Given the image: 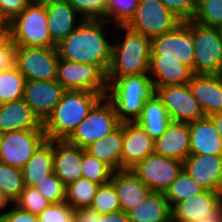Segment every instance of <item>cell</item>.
<instances>
[{
  "mask_svg": "<svg viewBox=\"0 0 222 222\" xmlns=\"http://www.w3.org/2000/svg\"><path fill=\"white\" fill-rule=\"evenodd\" d=\"M189 85L206 117L222 113V74H194Z\"/></svg>",
  "mask_w": 222,
  "mask_h": 222,
  "instance_id": "obj_19",
  "label": "cell"
},
{
  "mask_svg": "<svg viewBox=\"0 0 222 222\" xmlns=\"http://www.w3.org/2000/svg\"><path fill=\"white\" fill-rule=\"evenodd\" d=\"M205 189L194 181L184 170L178 175L176 180L166 189L164 196L171 209L183 200L200 194Z\"/></svg>",
  "mask_w": 222,
  "mask_h": 222,
  "instance_id": "obj_32",
  "label": "cell"
},
{
  "mask_svg": "<svg viewBox=\"0 0 222 222\" xmlns=\"http://www.w3.org/2000/svg\"><path fill=\"white\" fill-rule=\"evenodd\" d=\"M110 182L117 192L120 210L125 213L138 206L151 192L150 188L131 169L113 172Z\"/></svg>",
  "mask_w": 222,
  "mask_h": 222,
  "instance_id": "obj_21",
  "label": "cell"
},
{
  "mask_svg": "<svg viewBox=\"0 0 222 222\" xmlns=\"http://www.w3.org/2000/svg\"><path fill=\"white\" fill-rule=\"evenodd\" d=\"M12 200L0 189V210L8 209Z\"/></svg>",
  "mask_w": 222,
  "mask_h": 222,
  "instance_id": "obj_49",
  "label": "cell"
},
{
  "mask_svg": "<svg viewBox=\"0 0 222 222\" xmlns=\"http://www.w3.org/2000/svg\"><path fill=\"white\" fill-rule=\"evenodd\" d=\"M8 32H9V22L6 20V18L2 15L0 11V35Z\"/></svg>",
  "mask_w": 222,
  "mask_h": 222,
  "instance_id": "obj_50",
  "label": "cell"
},
{
  "mask_svg": "<svg viewBox=\"0 0 222 222\" xmlns=\"http://www.w3.org/2000/svg\"><path fill=\"white\" fill-rule=\"evenodd\" d=\"M102 97V94L89 91L66 90L43 123L46 139L66 140Z\"/></svg>",
  "mask_w": 222,
  "mask_h": 222,
  "instance_id": "obj_3",
  "label": "cell"
},
{
  "mask_svg": "<svg viewBox=\"0 0 222 222\" xmlns=\"http://www.w3.org/2000/svg\"><path fill=\"white\" fill-rule=\"evenodd\" d=\"M107 23L110 24L104 20H83L73 32L57 44L59 58L97 65L107 73L112 49V43H109L104 34Z\"/></svg>",
  "mask_w": 222,
  "mask_h": 222,
  "instance_id": "obj_2",
  "label": "cell"
},
{
  "mask_svg": "<svg viewBox=\"0 0 222 222\" xmlns=\"http://www.w3.org/2000/svg\"><path fill=\"white\" fill-rule=\"evenodd\" d=\"M181 23L161 0H139L135 15L127 25L152 39L173 31Z\"/></svg>",
  "mask_w": 222,
  "mask_h": 222,
  "instance_id": "obj_11",
  "label": "cell"
},
{
  "mask_svg": "<svg viewBox=\"0 0 222 222\" xmlns=\"http://www.w3.org/2000/svg\"><path fill=\"white\" fill-rule=\"evenodd\" d=\"M220 205L222 207V189L219 191Z\"/></svg>",
  "mask_w": 222,
  "mask_h": 222,
  "instance_id": "obj_53",
  "label": "cell"
},
{
  "mask_svg": "<svg viewBox=\"0 0 222 222\" xmlns=\"http://www.w3.org/2000/svg\"><path fill=\"white\" fill-rule=\"evenodd\" d=\"M32 0H0V11L8 22L27 8Z\"/></svg>",
  "mask_w": 222,
  "mask_h": 222,
  "instance_id": "obj_44",
  "label": "cell"
},
{
  "mask_svg": "<svg viewBox=\"0 0 222 222\" xmlns=\"http://www.w3.org/2000/svg\"><path fill=\"white\" fill-rule=\"evenodd\" d=\"M218 29H219V32H220V35H221V38H222V25Z\"/></svg>",
  "mask_w": 222,
  "mask_h": 222,
  "instance_id": "obj_54",
  "label": "cell"
},
{
  "mask_svg": "<svg viewBox=\"0 0 222 222\" xmlns=\"http://www.w3.org/2000/svg\"><path fill=\"white\" fill-rule=\"evenodd\" d=\"M99 222H132L128 214L123 211H117L109 214H100Z\"/></svg>",
  "mask_w": 222,
  "mask_h": 222,
  "instance_id": "obj_47",
  "label": "cell"
},
{
  "mask_svg": "<svg viewBox=\"0 0 222 222\" xmlns=\"http://www.w3.org/2000/svg\"><path fill=\"white\" fill-rule=\"evenodd\" d=\"M12 209L9 211H5V213L0 214L1 222H39L38 216L21 210L16 205L11 207Z\"/></svg>",
  "mask_w": 222,
  "mask_h": 222,
  "instance_id": "obj_45",
  "label": "cell"
},
{
  "mask_svg": "<svg viewBox=\"0 0 222 222\" xmlns=\"http://www.w3.org/2000/svg\"><path fill=\"white\" fill-rule=\"evenodd\" d=\"M65 91L57 80H29L24 85L23 100L44 123L52 114Z\"/></svg>",
  "mask_w": 222,
  "mask_h": 222,
  "instance_id": "obj_15",
  "label": "cell"
},
{
  "mask_svg": "<svg viewBox=\"0 0 222 222\" xmlns=\"http://www.w3.org/2000/svg\"><path fill=\"white\" fill-rule=\"evenodd\" d=\"M46 140L44 130H18L4 133L0 162L22 169L36 149Z\"/></svg>",
  "mask_w": 222,
  "mask_h": 222,
  "instance_id": "obj_14",
  "label": "cell"
},
{
  "mask_svg": "<svg viewBox=\"0 0 222 222\" xmlns=\"http://www.w3.org/2000/svg\"><path fill=\"white\" fill-rule=\"evenodd\" d=\"M58 62L57 47L15 46L14 65L26 81L56 80Z\"/></svg>",
  "mask_w": 222,
  "mask_h": 222,
  "instance_id": "obj_10",
  "label": "cell"
},
{
  "mask_svg": "<svg viewBox=\"0 0 222 222\" xmlns=\"http://www.w3.org/2000/svg\"><path fill=\"white\" fill-rule=\"evenodd\" d=\"M154 140L136 122H124L121 170L132 169L154 153Z\"/></svg>",
  "mask_w": 222,
  "mask_h": 222,
  "instance_id": "obj_18",
  "label": "cell"
},
{
  "mask_svg": "<svg viewBox=\"0 0 222 222\" xmlns=\"http://www.w3.org/2000/svg\"><path fill=\"white\" fill-rule=\"evenodd\" d=\"M193 21L214 28L222 25V0H198Z\"/></svg>",
  "mask_w": 222,
  "mask_h": 222,
  "instance_id": "obj_35",
  "label": "cell"
},
{
  "mask_svg": "<svg viewBox=\"0 0 222 222\" xmlns=\"http://www.w3.org/2000/svg\"><path fill=\"white\" fill-rule=\"evenodd\" d=\"M135 122L155 141L166 131L171 119L162 100L154 92L146 100L141 115Z\"/></svg>",
  "mask_w": 222,
  "mask_h": 222,
  "instance_id": "obj_28",
  "label": "cell"
},
{
  "mask_svg": "<svg viewBox=\"0 0 222 222\" xmlns=\"http://www.w3.org/2000/svg\"><path fill=\"white\" fill-rule=\"evenodd\" d=\"M208 117L211 119L219 136L222 138V113L213 114Z\"/></svg>",
  "mask_w": 222,
  "mask_h": 222,
  "instance_id": "obj_48",
  "label": "cell"
},
{
  "mask_svg": "<svg viewBox=\"0 0 222 222\" xmlns=\"http://www.w3.org/2000/svg\"><path fill=\"white\" fill-rule=\"evenodd\" d=\"M90 208L100 214L120 211V201L114 185L111 182L99 187Z\"/></svg>",
  "mask_w": 222,
  "mask_h": 222,
  "instance_id": "obj_38",
  "label": "cell"
},
{
  "mask_svg": "<svg viewBox=\"0 0 222 222\" xmlns=\"http://www.w3.org/2000/svg\"><path fill=\"white\" fill-rule=\"evenodd\" d=\"M24 188L22 169L0 162V189L12 200L13 204Z\"/></svg>",
  "mask_w": 222,
  "mask_h": 222,
  "instance_id": "obj_33",
  "label": "cell"
},
{
  "mask_svg": "<svg viewBox=\"0 0 222 222\" xmlns=\"http://www.w3.org/2000/svg\"><path fill=\"white\" fill-rule=\"evenodd\" d=\"M183 170L205 190L222 189V155H189Z\"/></svg>",
  "mask_w": 222,
  "mask_h": 222,
  "instance_id": "obj_17",
  "label": "cell"
},
{
  "mask_svg": "<svg viewBox=\"0 0 222 222\" xmlns=\"http://www.w3.org/2000/svg\"><path fill=\"white\" fill-rule=\"evenodd\" d=\"M120 124L112 102L103 96L66 140L85 149L91 143L111 133Z\"/></svg>",
  "mask_w": 222,
  "mask_h": 222,
  "instance_id": "obj_7",
  "label": "cell"
},
{
  "mask_svg": "<svg viewBox=\"0 0 222 222\" xmlns=\"http://www.w3.org/2000/svg\"><path fill=\"white\" fill-rule=\"evenodd\" d=\"M194 222H222V217H212V218L197 219Z\"/></svg>",
  "mask_w": 222,
  "mask_h": 222,
  "instance_id": "obj_51",
  "label": "cell"
},
{
  "mask_svg": "<svg viewBox=\"0 0 222 222\" xmlns=\"http://www.w3.org/2000/svg\"><path fill=\"white\" fill-rule=\"evenodd\" d=\"M46 4L47 22L51 40L57 45L83 21L76 20V10L66 0H43ZM76 23V24H75Z\"/></svg>",
  "mask_w": 222,
  "mask_h": 222,
  "instance_id": "obj_22",
  "label": "cell"
},
{
  "mask_svg": "<svg viewBox=\"0 0 222 222\" xmlns=\"http://www.w3.org/2000/svg\"><path fill=\"white\" fill-rule=\"evenodd\" d=\"M14 49L10 33L0 35V73L14 65Z\"/></svg>",
  "mask_w": 222,
  "mask_h": 222,
  "instance_id": "obj_43",
  "label": "cell"
},
{
  "mask_svg": "<svg viewBox=\"0 0 222 222\" xmlns=\"http://www.w3.org/2000/svg\"><path fill=\"white\" fill-rule=\"evenodd\" d=\"M82 178L104 185L110 182L113 171L96 157L91 156L83 149L81 161Z\"/></svg>",
  "mask_w": 222,
  "mask_h": 222,
  "instance_id": "obj_34",
  "label": "cell"
},
{
  "mask_svg": "<svg viewBox=\"0 0 222 222\" xmlns=\"http://www.w3.org/2000/svg\"><path fill=\"white\" fill-rule=\"evenodd\" d=\"M154 92L149 74L125 75L108 84L106 97L112 102L121 123L135 122Z\"/></svg>",
  "mask_w": 222,
  "mask_h": 222,
  "instance_id": "obj_5",
  "label": "cell"
},
{
  "mask_svg": "<svg viewBox=\"0 0 222 222\" xmlns=\"http://www.w3.org/2000/svg\"><path fill=\"white\" fill-rule=\"evenodd\" d=\"M47 25L45 2L32 0L25 10L9 22V33L15 46L56 47Z\"/></svg>",
  "mask_w": 222,
  "mask_h": 222,
  "instance_id": "obj_6",
  "label": "cell"
},
{
  "mask_svg": "<svg viewBox=\"0 0 222 222\" xmlns=\"http://www.w3.org/2000/svg\"><path fill=\"white\" fill-rule=\"evenodd\" d=\"M26 79L15 65L0 73V104L23 99Z\"/></svg>",
  "mask_w": 222,
  "mask_h": 222,
  "instance_id": "obj_31",
  "label": "cell"
},
{
  "mask_svg": "<svg viewBox=\"0 0 222 222\" xmlns=\"http://www.w3.org/2000/svg\"><path fill=\"white\" fill-rule=\"evenodd\" d=\"M139 0H109L108 22L127 25L134 17Z\"/></svg>",
  "mask_w": 222,
  "mask_h": 222,
  "instance_id": "obj_39",
  "label": "cell"
},
{
  "mask_svg": "<svg viewBox=\"0 0 222 222\" xmlns=\"http://www.w3.org/2000/svg\"><path fill=\"white\" fill-rule=\"evenodd\" d=\"M25 186L34 187L46 175L54 173L53 140H46L22 168Z\"/></svg>",
  "mask_w": 222,
  "mask_h": 222,
  "instance_id": "obj_29",
  "label": "cell"
},
{
  "mask_svg": "<svg viewBox=\"0 0 222 222\" xmlns=\"http://www.w3.org/2000/svg\"><path fill=\"white\" fill-rule=\"evenodd\" d=\"M116 27L124 31V39L116 44L112 43L111 61L106 73L108 84L116 77L149 72L151 39L128 25Z\"/></svg>",
  "mask_w": 222,
  "mask_h": 222,
  "instance_id": "obj_4",
  "label": "cell"
},
{
  "mask_svg": "<svg viewBox=\"0 0 222 222\" xmlns=\"http://www.w3.org/2000/svg\"><path fill=\"white\" fill-rule=\"evenodd\" d=\"M132 222H171V207L163 192L151 191L135 208L127 212Z\"/></svg>",
  "mask_w": 222,
  "mask_h": 222,
  "instance_id": "obj_27",
  "label": "cell"
},
{
  "mask_svg": "<svg viewBox=\"0 0 222 222\" xmlns=\"http://www.w3.org/2000/svg\"><path fill=\"white\" fill-rule=\"evenodd\" d=\"M39 222H74V210L66 202L50 204L38 216Z\"/></svg>",
  "mask_w": 222,
  "mask_h": 222,
  "instance_id": "obj_41",
  "label": "cell"
},
{
  "mask_svg": "<svg viewBox=\"0 0 222 222\" xmlns=\"http://www.w3.org/2000/svg\"><path fill=\"white\" fill-rule=\"evenodd\" d=\"M155 93L162 100L173 122L191 123L205 117L189 84L161 86Z\"/></svg>",
  "mask_w": 222,
  "mask_h": 222,
  "instance_id": "obj_12",
  "label": "cell"
},
{
  "mask_svg": "<svg viewBox=\"0 0 222 222\" xmlns=\"http://www.w3.org/2000/svg\"><path fill=\"white\" fill-rule=\"evenodd\" d=\"M124 139V122L102 139L85 148L91 156L106 164L113 172L121 170V153Z\"/></svg>",
  "mask_w": 222,
  "mask_h": 222,
  "instance_id": "obj_26",
  "label": "cell"
},
{
  "mask_svg": "<svg viewBox=\"0 0 222 222\" xmlns=\"http://www.w3.org/2000/svg\"><path fill=\"white\" fill-rule=\"evenodd\" d=\"M131 170L151 191L164 193L182 172L183 162L154 152Z\"/></svg>",
  "mask_w": 222,
  "mask_h": 222,
  "instance_id": "obj_13",
  "label": "cell"
},
{
  "mask_svg": "<svg viewBox=\"0 0 222 222\" xmlns=\"http://www.w3.org/2000/svg\"><path fill=\"white\" fill-rule=\"evenodd\" d=\"M188 124L190 155H222V138L209 117Z\"/></svg>",
  "mask_w": 222,
  "mask_h": 222,
  "instance_id": "obj_25",
  "label": "cell"
},
{
  "mask_svg": "<svg viewBox=\"0 0 222 222\" xmlns=\"http://www.w3.org/2000/svg\"><path fill=\"white\" fill-rule=\"evenodd\" d=\"M56 80L65 90L89 91L106 96V73L97 65L59 58Z\"/></svg>",
  "mask_w": 222,
  "mask_h": 222,
  "instance_id": "obj_9",
  "label": "cell"
},
{
  "mask_svg": "<svg viewBox=\"0 0 222 222\" xmlns=\"http://www.w3.org/2000/svg\"><path fill=\"white\" fill-rule=\"evenodd\" d=\"M3 140H4V133H2V132L0 131V151H1V146H2V144H3Z\"/></svg>",
  "mask_w": 222,
  "mask_h": 222,
  "instance_id": "obj_52",
  "label": "cell"
},
{
  "mask_svg": "<svg viewBox=\"0 0 222 222\" xmlns=\"http://www.w3.org/2000/svg\"><path fill=\"white\" fill-rule=\"evenodd\" d=\"M185 23L194 31L193 74H222V38L219 29L193 20Z\"/></svg>",
  "mask_w": 222,
  "mask_h": 222,
  "instance_id": "obj_8",
  "label": "cell"
},
{
  "mask_svg": "<svg viewBox=\"0 0 222 222\" xmlns=\"http://www.w3.org/2000/svg\"><path fill=\"white\" fill-rule=\"evenodd\" d=\"M100 186V184L91 182L88 179L79 178L77 181L66 186L65 201L73 210L88 208L91 206Z\"/></svg>",
  "mask_w": 222,
  "mask_h": 222,
  "instance_id": "obj_30",
  "label": "cell"
},
{
  "mask_svg": "<svg viewBox=\"0 0 222 222\" xmlns=\"http://www.w3.org/2000/svg\"><path fill=\"white\" fill-rule=\"evenodd\" d=\"M171 212L172 222H194L197 219L222 217L219 192L204 190L178 202Z\"/></svg>",
  "mask_w": 222,
  "mask_h": 222,
  "instance_id": "obj_16",
  "label": "cell"
},
{
  "mask_svg": "<svg viewBox=\"0 0 222 222\" xmlns=\"http://www.w3.org/2000/svg\"><path fill=\"white\" fill-rule=\"evenodd\" d=\"M44 130L43 123L23 100L0 104V131Z\"/></svg>",
  "mask_w": 222,
  "mask_h": 222,
  "instance_id": "obj_24",
  "label": "cell"
},
{
  "mask_svg": "<svg viewBox=\"0 0 222 222\" xmlns=\"http://www.w3.org/2000/svg\"><path fill=\"white\" fill-rule=\"evenodd\" d=\"M34 188L51 204L62 203L66 200V186L55 173L46 175L34 185Z\"/></svg>",
  "mask_w": 222,
  "mask_h": 222,
  "instance_id": "obj_37",
  "label": "cell"
},
{
  "mask_svg": "<svg viewBox=\"0 0 222 222\" xmlns=\"http://www.w3.org/2000/svg\"><path fill=\"white\" fill-rule=\"evenodd\" d=\"M15 204L21 210L39 216L51 203L34 187L25 186L21 191L19 198L15 201L14 205Z\"/></svg>",
  "mask_w": 222,
  "mask_h": 222,
  "instance_id": "obj_40",
  "label": "cell"
},
{
  "mask_svg": "<svg viewBox=\"0 0 222 222\" xmlns=\"http://www.w3.org/2000/svg\"><path fill=\"white\" fill-rule=\"evenodd\" d=\"M194 31L185 23L151 39L149 76L154 91L161 86L189 84L195 58Z\"/></svg>",
  "mask_w": 222,
  "mask_h": 222,
  "instance_id": "obj_1",
  "label": "cell"
},
{
  "mask_svg": "<svg viewBox=\"0 0 222 222\" xmlns=\"http://www.w3.org/2000/svg\"><path fill=\"white\" fill-rule=\"evenodd\" d=\"M182 22L190 21L196 12V0H161Z\"/></svg>",
  "mask_w": 222,
  "mask_h": 222,
  "instance_id": "obj_42",
  "label": "cell"
},
{
  "mask_svg": "<svg viewBox=\"0 0 222 222\" xmlns=\"http://www.w3.org/2000/svg\"><path fill=\"white\" fill-rule=\"evenodd\" d=\"M100 213L88 208H79L74 210V222H99Z\"/></svg>",
  "mask_w": 222,
  "mask_h": 222,
  "instance_id": "obj_46",
  "label": "cell"
},
{
  "mask_svg": "<svg viewBox=\"0 0 222 222\" xmlns=\"http://www.w3.org/2000/svg\"><path fill=\"white\" fill-rule=\"evenodd\" d=\"M154 152L183 162L190 155L189 124L171 121L166 131L155 140Z\"/></svg>",
  "mask_w": 222,
  "mask_h": 222,
  "instance_id": "obj_23",
  "label": "cell"
},
{
  "mask_svg": "<svg viewBox=\"0 0 222 222\" xmlns=\"http://www.w3.org/2000/svg\"><path fill=\"white\" fill-rule=\"evenodd\" d=\"M83 20H104L108 22L109 0H66Z\"/></svg>",
  "mask_w": 222,
  "mask_h": 222,
  "instance_id": "obj_36",
  "label": "cell"
},
{
  "mask_svg": "<svg viewBox=\"0 0 222 222\" xmlns=\"http://www.w3.org/2000/svg\"><path fill=\"white\" fill-rule=\"evenodd\" d=\"M82 155L83 148L67 140H53L54 173L65 186L82 178Z\"/></svg>",
  "mask_w": 222,
  "mask_h": 222,
  "instance_id": "obj_20",
  "label": "cell"
}]
</instances>
